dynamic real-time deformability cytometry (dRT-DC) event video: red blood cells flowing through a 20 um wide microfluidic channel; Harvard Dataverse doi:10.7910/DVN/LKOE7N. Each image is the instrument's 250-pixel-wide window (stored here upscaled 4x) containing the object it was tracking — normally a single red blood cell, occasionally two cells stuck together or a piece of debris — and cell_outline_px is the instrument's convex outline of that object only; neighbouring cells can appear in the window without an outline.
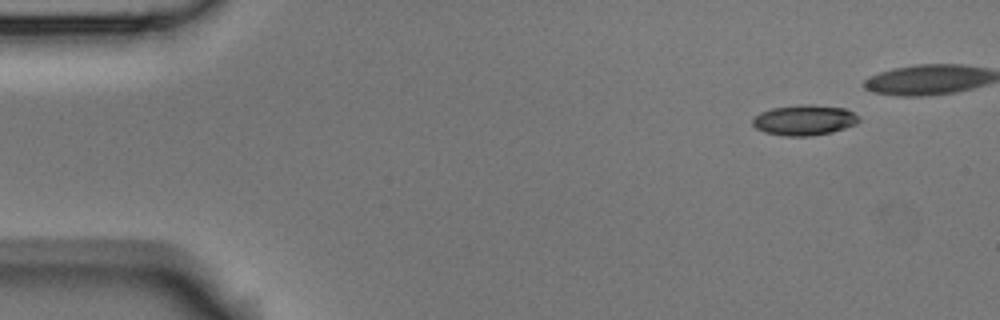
{"species": "Egyptian fruit bat (a non-hibernating species)", "species_latin": "Rousettus aegyptiacus", "temperature_condition": "room temperature", "stored_images_in_passage": 6, "camera_frame_rate_fps": 3000, "um_per_image_px": 0.085, "animal": {"sex": "male"}, "frame": {"image": 1, "passage_image": 2, "time_ms": 0.333, "image_size_px": [1000, 320], "cell_outline_px": [[860, 120], [856, 124], [832, 132], [808, 136], [784, 136], [764, 132], [756, 128], [752, 124], [752, 120], [760, 112], [772, 108], [804, 104], [812, 104], [844, 108], [860, 116]], "centroid_in_image_um": [68.37, 10.2], "position_along_channel_um": 16.6, "area_um2": 18.84}}